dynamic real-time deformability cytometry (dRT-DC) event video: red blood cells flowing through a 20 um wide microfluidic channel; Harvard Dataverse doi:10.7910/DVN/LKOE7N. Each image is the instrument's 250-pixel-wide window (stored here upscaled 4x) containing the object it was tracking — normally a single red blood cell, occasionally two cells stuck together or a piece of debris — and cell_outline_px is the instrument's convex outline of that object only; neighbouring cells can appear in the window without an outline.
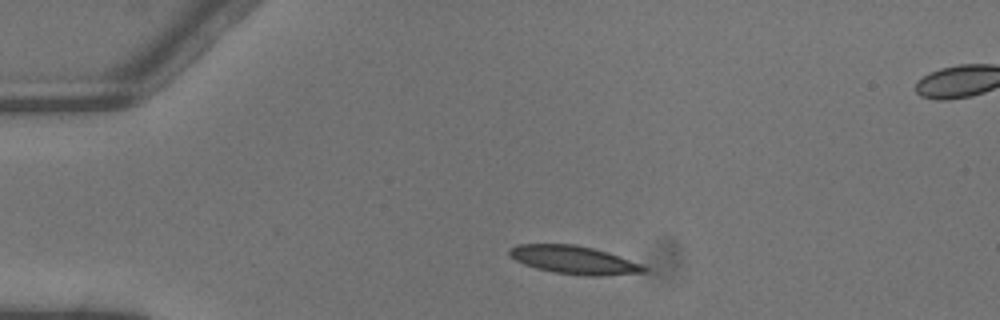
{"species": "common noctule bat (a hibernating species)", "species_latin": "Nyctalus noctula", "temperature_condition": "warm", "stored_images_in_passage": 4, "segment_of_instrument_passage": [1, 2], "camera_frame_rate_fps": 3000, "um_per_image_px": 0.085, "animal": {"sex": "male", "body_mass_g": 13.3}, "frame": {"image": 1, "passage_image": 2, "time_ms": 0.333, "image_size_px": [1000, 320], "cell_outline_px": [[648, 268], [644, 272], [604, 276], [588, 276], [552, 272], [536, 268], [524, 264], [508, 256], [508, 248], [516, 244], [576, 244], [608, 252], [640, 264]], "centroid_in_image_um": [48.73, 22.09], "position_along_channel_um": 36.3, "area_um2": 22.14}}